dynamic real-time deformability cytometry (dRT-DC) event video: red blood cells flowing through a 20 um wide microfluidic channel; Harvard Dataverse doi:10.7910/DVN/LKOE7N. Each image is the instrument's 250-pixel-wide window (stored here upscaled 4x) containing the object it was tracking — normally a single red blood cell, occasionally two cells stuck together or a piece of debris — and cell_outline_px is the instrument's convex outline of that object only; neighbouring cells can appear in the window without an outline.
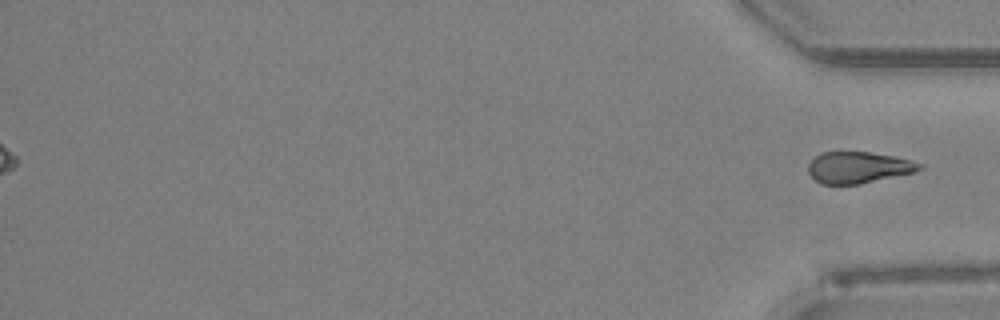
{"species": "Egyptian fruit bat (a non-hibernating species)", "species_latin": "Rousettus aegyptiacus", "temperature_condition": "room temperature", "stored_images_in_passage": 36, "segment_of_instrument_passage": [2, 2], "camera_frame_rate_fps": 3000, "um_per_image_px": 0.085, "animal": {"sex": "female"}, "frame": {"image": 1, "passage_image": 36, "time_ms": 11.667, "image_size_px": [1000, 320], "cell_outline_px": [[924, 168], [916, 172], [860, 184], [820, 184], [808, 172], [808, 164], [820, 152], [868, 152], [896, 156], [912, 160], [924, 164]], "centroid_in_image_um": [73.01, 14.23], "position_along_channel_um": 362.2, "area_um2": 20.58}}